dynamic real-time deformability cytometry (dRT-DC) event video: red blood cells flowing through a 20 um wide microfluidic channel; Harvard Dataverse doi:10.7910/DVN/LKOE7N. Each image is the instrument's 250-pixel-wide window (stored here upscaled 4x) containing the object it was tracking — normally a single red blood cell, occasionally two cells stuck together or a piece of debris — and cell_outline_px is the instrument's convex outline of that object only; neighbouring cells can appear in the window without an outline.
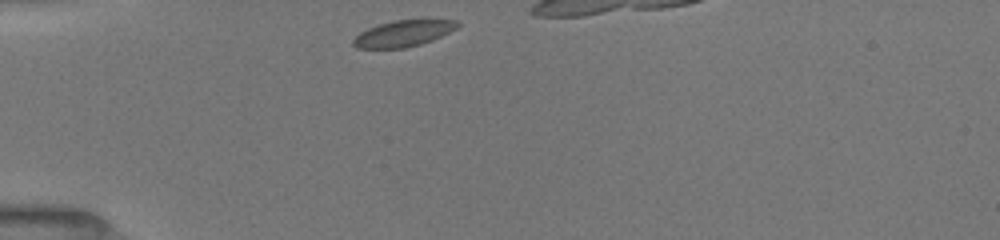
{"species": "common noctule bat (a hibernating species)", "species_latin": "Nyctalus noctula", "temperature_condition": "room temperature", "stored_images_in_passage": 10, "camera_frame_rate_fps": 3000, "um_per_image_px": 0.085, "animal": {"sex": "female", "body_mass_g": 19.5, "forearm_length_mm": 54.1}, "frame": {"image": 1, "passage_image": 1, "time_ms": 0.0, "image_size_px": [1000, 240], "cell_outline_px": [[460, 24], [456, 28], [432, 40], [420, 44], [404, 48], [356, 48], [352, 44], [352, 40], [360, 32], [368, 28], [392, 20], [428, 16], [460, 20]], "centroid_in_image_um": [34.37, 2.77], "position_along_channel_um": 50.6, "area_um2": 16.76}}
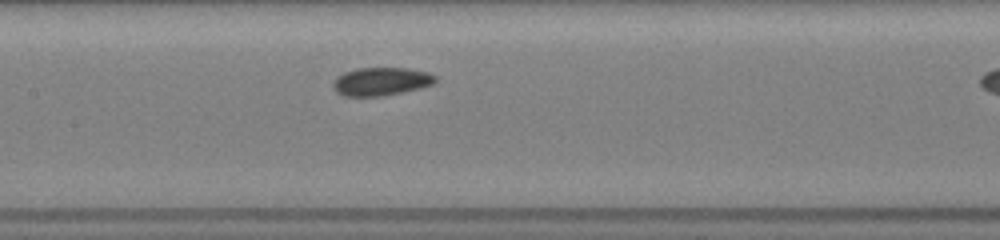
{"frame": {"image": 2, "passage_image": 7, "time_ms": 3.667, "image_size_px": [1000, 240], "cell_outline_px": [[436, 80], [432, 84], [420, 88], [380, 96], [344, 96], [336, 92], [332, 88], [332, 84], [336, 76], [344, 72], [356, 68], [408, 68], [428, 72], [436, 76]], "centroid_in_image_um": [32.35, 6.91], "position_along_channel_um": 175.1, "area_um2": 16.82}}
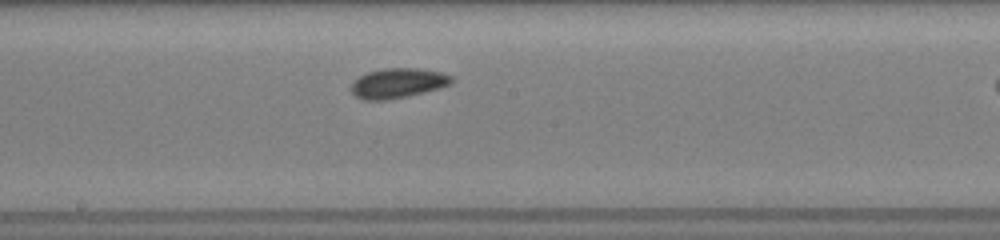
{"frame": {"image": 3, "passage_image": 9, "time_ms": 4.667, "image_size_px": [1000, 240], "cell_outline_px": [[452, 84], [440, 88], [408, 96], [388, 100], [364, 100], [356, 96], [352, 92], [352, 84], [360, 76], [368, 72], [384, 68], [420, 68], [440, 72], [452, 76]], "centroid_in_image_um": [33.85, 7.07], "position_along_channel_um": 214.4, "area_um2": 17.4}}